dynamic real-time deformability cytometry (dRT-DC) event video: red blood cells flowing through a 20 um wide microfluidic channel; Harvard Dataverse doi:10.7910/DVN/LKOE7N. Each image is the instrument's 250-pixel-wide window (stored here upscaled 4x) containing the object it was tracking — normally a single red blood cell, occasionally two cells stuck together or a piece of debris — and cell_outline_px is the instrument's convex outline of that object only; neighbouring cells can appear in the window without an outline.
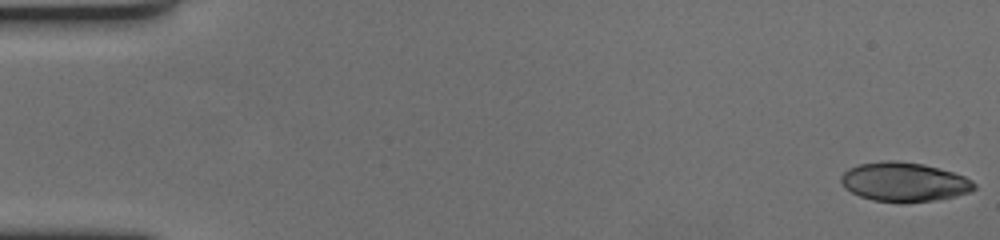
{"species": "human", "species_latin": "Homo sapiens", "temperature_condition": "cold", "stored_images_in_passage": 60, "camera_frame_rate_fps": 3000, "um_per_image_px": 0.085, "donor": {"sex": "female"}, "frame": {"image": 1, "passage_image": 1, "time_ms": 0.0, "image_size_px": [1000, 240], "cell_outline_px": [[976, 188], [968, 192], [956, 196], [932, 200], [900, 204], [872, 200], [860, 196], [844, 188], [840, 180], [840, 176], [848, 168], [860, 164], [880, 160], [896, 160], [924, 164], [952, 172], [964, 176], [972, 180], [976, 184]], "centroid_in_image_um": [76.82, 15.47], "position_along_channel_um": 8.2, "area_um2": 30.75}}
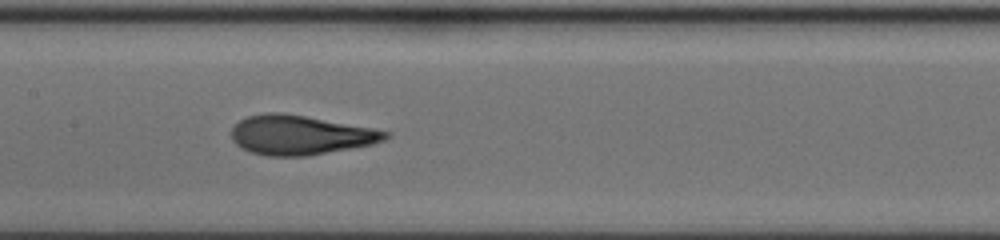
{"frame": {"image": 2, "passage_image": 30, "time_ms": 9.667, "image_size_px": [1000, 240], "cell_outline_px": [[392, 136], [384, 140], [372, 144], [308, 156], [268, 156], [252, 152], [240, 148], [232, 140], [232, 128], [240, 120], [248, 116], [264, 112], [284, 112], [372, 128], [392, 132]], "centroid_in_image_um": [25.52, 11.47], "position_along_channel_um": 181.9, "area_um2": 35.43}}
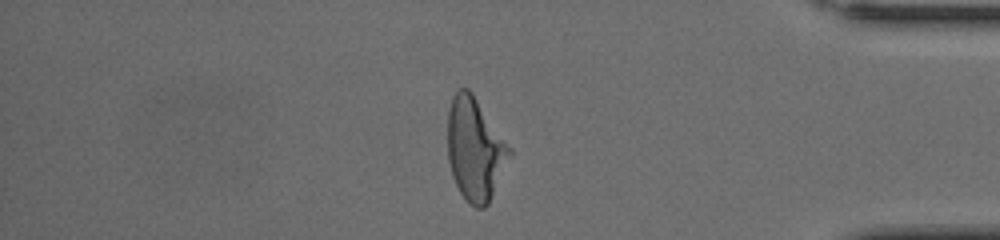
{"frame": {"image": 3, "passage_image": 51, "time_ms": 16.667, "image_size_px": [1000, 240], "cell_outline_px": [[512, 156], [488, 204], [484, 208], [476, 208], [468, 204], [460, 192], [452, 176], [448, 160], [448, 108], [452, 96], [460, 88], [468, 88], [472, 92], [512, 148]], "centroid_in_image_um": [40.39, 12.69], "position_along_channel_um": 394.8, "area_um2": 37.4}, "authors_computed_cell_mechanics": {"area_um2": 34.9979, "velocity_mm_per_s": 3.4572, "shape_relaxation_time_tau1_ms": 3.7492, "shape_relaxation_time_tau2_ms": 1.5566, "deformation_change_tau1": 0.1723, "deformation_change_tau2": 0.1077}}